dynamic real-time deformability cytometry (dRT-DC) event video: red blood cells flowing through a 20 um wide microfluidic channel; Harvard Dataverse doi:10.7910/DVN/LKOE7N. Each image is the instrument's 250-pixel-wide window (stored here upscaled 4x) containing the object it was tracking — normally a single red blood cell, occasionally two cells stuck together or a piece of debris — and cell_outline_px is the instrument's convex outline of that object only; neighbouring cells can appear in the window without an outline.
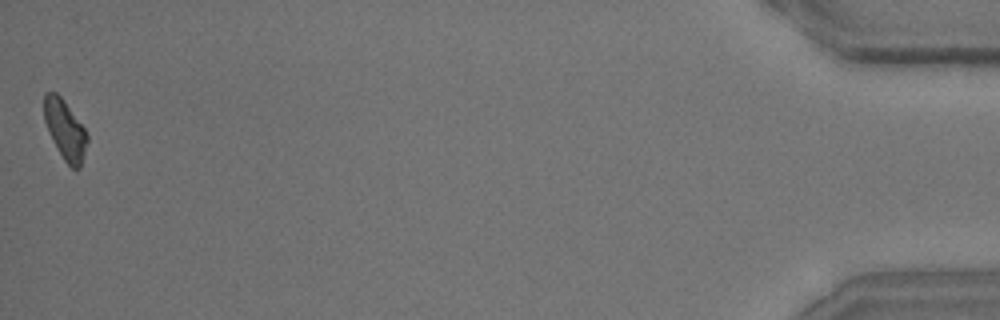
{"species": "common noctule bat (a hibernating species)", "species_latin": "Nyctalus noctula", "temperature_condition": "room temperature", "stored_images_in_passage": 40, "camera_frame_rate_fps": 3000, "um_per_image_px": 0.085, "animal": {"sex": "male", "body_mass_g": 15.6}, "frame": {"image": 1, "passage_image": 40, "time_ms": 13.0, "image_size_px": [1000, 320], "cell_outline_px": [[88, 140], [80, 168], [72, 168], [64, 160], [44, 120], [44, 92], [56, 92], [64, 100], [84, 128], [88, 136]], "centroid_in_image_um": [5.54, 11.0], "position_along_channel_um": 429.7, "area_um2": 14.51}, "authors_computed_cell_mechanics": {"area_um2": 15.6638, "velocity_mm_per_s": 3.685, "shape_relaxation_time_tau1_ms": 4.7614, "shape_relaxation_time_tau2_ms": 6.3888, "deformation_change_tau1": 0.1438, "deformation_change_tau2": 0.1416}}